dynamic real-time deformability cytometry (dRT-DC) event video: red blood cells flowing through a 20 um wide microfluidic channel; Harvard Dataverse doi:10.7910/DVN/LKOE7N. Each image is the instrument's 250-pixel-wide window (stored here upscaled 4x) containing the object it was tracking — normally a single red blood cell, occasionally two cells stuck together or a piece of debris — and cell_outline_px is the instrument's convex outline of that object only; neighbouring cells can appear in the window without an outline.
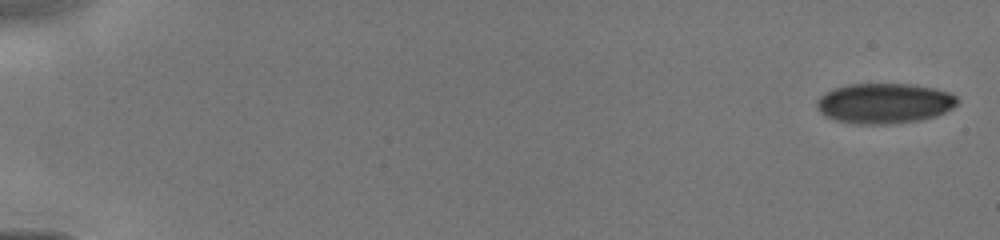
{"species": "human", "species_latin": "Homo sapiens", "temperature_condition": "cold", "stored_images_in_passage": 8, "camera_frame_rate_fps": 3000, "um_per_image_px": 0.085, "donor": {"sex": "male"}, "frame": {"image": 1, "passage_image": 1, "time_ms": 0.0, "image_size_px": [1000, 240], "cell_outline_px": [[960, 100], [952, 108], [936, 116], [920, 120], [888, 124], [856, 124], [836, 120], [824, 116], [816, 108], [816, 100], [820, 96], [832, 88], [848, 84], [912, 84], [952, 92]], "centroid_in_image_um": [75.15, 8.78], "position_along_channel_um": 9.8, "area_um2": 33.23}}
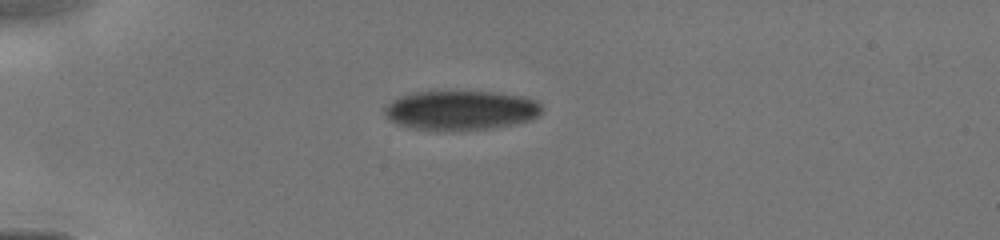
{"frame": {"image": 2, "passage_image": 6, "time_ms": 4.0, "image_size_px": [1000, 240], "cell_outline_px": [[540, 116], [532, 120], [516, 124], [492, 128], [452, 132], [408, 128], [396, 124], [388, 120], [384, 116], [384, 108], [392, 100], [400, 96], [416, 92], [492, 92], [516, 96], [536, 100], [540, 104]], "centroid_in_image_um": [39.12, 9.41], "position_along_channel_um": 45.9, "area_um2": 36.59}}